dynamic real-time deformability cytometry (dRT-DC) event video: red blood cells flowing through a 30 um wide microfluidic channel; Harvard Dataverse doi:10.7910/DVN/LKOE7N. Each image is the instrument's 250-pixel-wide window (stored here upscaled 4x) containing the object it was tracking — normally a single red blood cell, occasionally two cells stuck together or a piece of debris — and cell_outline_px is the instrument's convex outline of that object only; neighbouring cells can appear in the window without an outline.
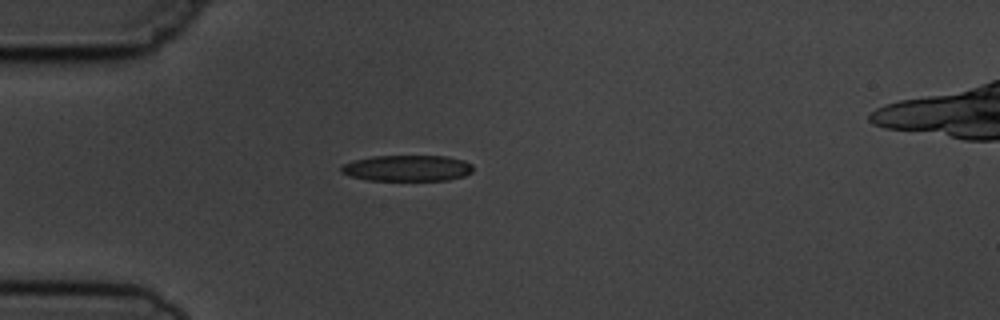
{"species": "common noctule bat (a hibernating species)", "species_latin": "Nyctalus noctula", "temperature_condition": "cold", "stored_images_in_passage": 4, "camera_frame_rate_fps": 3000, "um_per_image_px": 0.085, "animal": {"sex": "male", "body_mass_g": 19.5, "forearm_length_mm": 54.6}, "frame": {"image": 1, "passage_image": 4, "time_ms": 3.667, "image_size_px": [1000, 320], "cell_outline_px": [[472, 172], [464, 176], [448, 180], [368, 180], [352, 176], [340, 172], [340, 164], [352, 160], [372, 156], [448, 156], [464, 160], [472, 164]], "centroid_in_image_um": [34.6, 14.28], "position_along_channel_um": 50.4, "area_um2": 20.17}}